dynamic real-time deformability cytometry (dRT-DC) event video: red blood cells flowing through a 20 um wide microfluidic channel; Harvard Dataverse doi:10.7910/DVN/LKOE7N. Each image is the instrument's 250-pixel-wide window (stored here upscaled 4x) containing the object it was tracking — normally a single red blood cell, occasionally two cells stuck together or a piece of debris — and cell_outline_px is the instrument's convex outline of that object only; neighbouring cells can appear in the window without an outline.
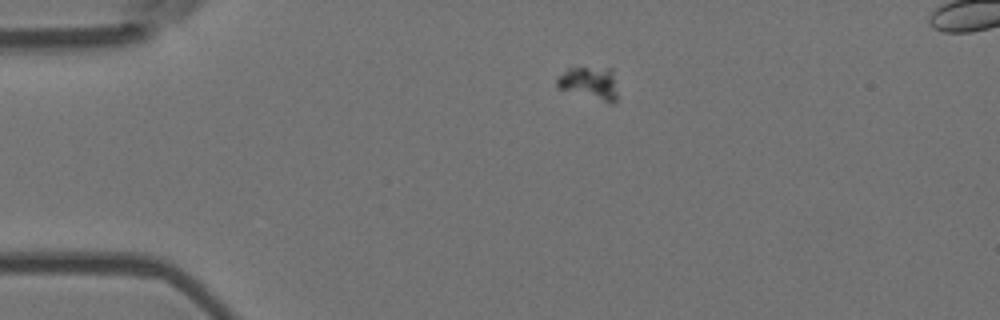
{"species": "Egyptian fruit bat (a non-hibernating species)", "species_latin": "Rousettus aegyptiacus", "temperature_condition": "room temperature", "stored_images_in_passage": 3, "camera_frame_rate_fps": 3000, "um_per_image_px": 0.085, "animal": {"sex": "female"}, "frame": {"image": 1, "passage_image": 1, "time_ms": 0.0, "image_size_px": [1000, 320], "cell_outline_px": [[616, 100], [612, 104], [560, 88], [556, 84], [556, 80], [568, 68], [612, 68], [616, 92]], "centroid_in_image_um": [50.13, 7.06], "position_along_channel_um": 34.9, "area_um2": 11.16}}